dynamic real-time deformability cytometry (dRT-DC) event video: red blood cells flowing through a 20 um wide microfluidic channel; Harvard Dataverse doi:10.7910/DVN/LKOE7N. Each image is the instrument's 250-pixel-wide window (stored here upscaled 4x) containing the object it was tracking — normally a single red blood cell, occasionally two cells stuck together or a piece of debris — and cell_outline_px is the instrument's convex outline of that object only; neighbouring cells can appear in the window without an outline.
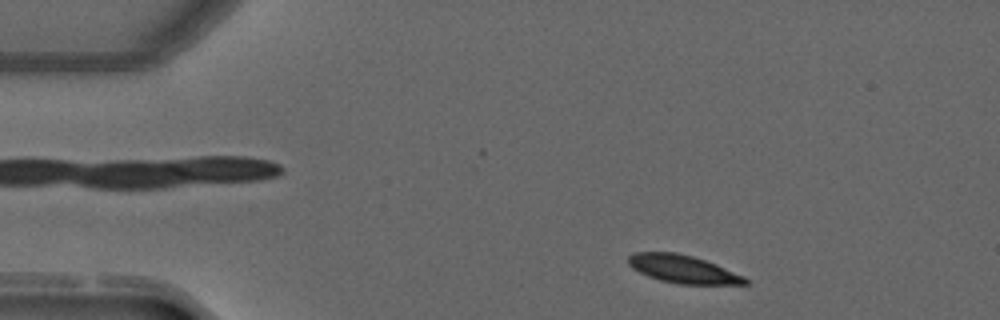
{"species": "common noctule bat (a hibernating species)", "species_latin": "Nyctalus noctula", "temperature_condition": "warm", "stored_images_in_passage": 18, "camera_frame_rate_fps": 3000, "um_per_image_px": 0.085, "animal": {"sex": "male", "forearm_length_mm": 52.5}, "frame": {"image": 1, "passage_image": 2, "time_ms": 0.333, "image_size_px": [1000, 320], "cell_outline_px": [[748, 284], [676, 284], [660, 280], [648, 276], [632, 268], [628, 264], [628, 256], [632, 252], [676, 252], [692, 256], [716, 264], [744, 276], [748, 280]], "centroid_in_image_um": [58.02, 22.87], "position_along_channel_um": 27.0, "area_um2": 19.02}}
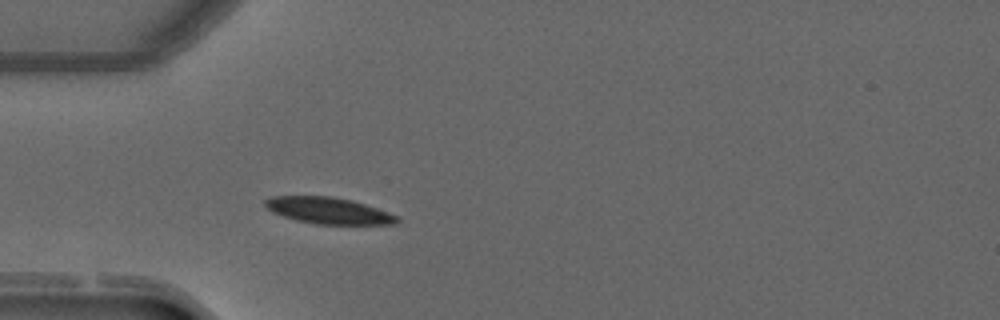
{"frame": {"image": 2, "passage_image": 9, "time_ms": 2.667, "image_size_px": [1000, 320], "cell_outline_px": [[400, 220], [396, 224], [316, 224], [296, 220], [272, 212], [264, 204], [264, 200], [272, 196], [332, 196], [352, 200], [400, 216]], "centroid_in_image_um": [27.93, 17.9], "position_along_channel_um": 57.1, "area_um2": 20.29}}
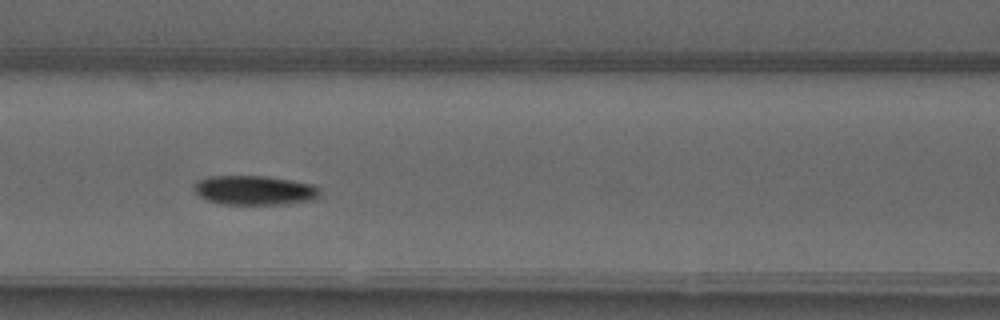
{"frame": {"image": 3, "passage_image": 16, "time_ms": 5.0, "image_size_px": [1000, 320], "cell_outline_px": [[320, 196], [312, 200], [284, 204], [220, 204], [208, 200], [200, 196], [192, 188], [192, 184], [196, 180], [208, 176], [268, 176], [292, 180], [312, 184], [320, 188]], "centroid_in_image_um": [21.62, 16.16], "position_along_channel_um": 145.0, "area_um2": 21.79}}